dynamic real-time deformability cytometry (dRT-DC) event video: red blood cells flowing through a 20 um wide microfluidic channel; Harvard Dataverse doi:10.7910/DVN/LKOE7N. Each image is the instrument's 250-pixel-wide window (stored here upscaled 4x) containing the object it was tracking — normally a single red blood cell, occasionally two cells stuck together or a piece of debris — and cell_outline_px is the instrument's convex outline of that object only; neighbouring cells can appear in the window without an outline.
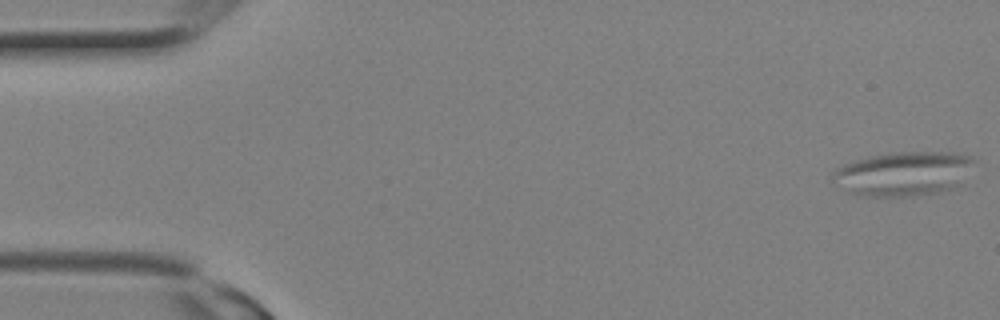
{"species": "Egyptian fruit bat (a non-hibernating species)", "species_latin": "Rousettus aegyptiacus", "temperature_condition": "room temperature", "stored_images_in_passage": 3, "camera_frame_rate_fps": 3000, "um_per_image_px": 0.085, "animal": {"sex": "female"}, "frame": {"image": 1, "passage_image": 1, "time_ms": 0.0, "image_size_px": [1000, 320], "cell_outline_px": [[976, 160], [964, 184], [940, 192], [916, 196], [864, 196], [844, 192], [832, 176], [832, 172], [836, 168], [844, 164], [868, 156], [888, 152], [952, 152], [972, 156]], "centroid_in_image_um": [76.85, 14.76], "position_along_channel_um": 8.2, "area_um2": 37.17}}